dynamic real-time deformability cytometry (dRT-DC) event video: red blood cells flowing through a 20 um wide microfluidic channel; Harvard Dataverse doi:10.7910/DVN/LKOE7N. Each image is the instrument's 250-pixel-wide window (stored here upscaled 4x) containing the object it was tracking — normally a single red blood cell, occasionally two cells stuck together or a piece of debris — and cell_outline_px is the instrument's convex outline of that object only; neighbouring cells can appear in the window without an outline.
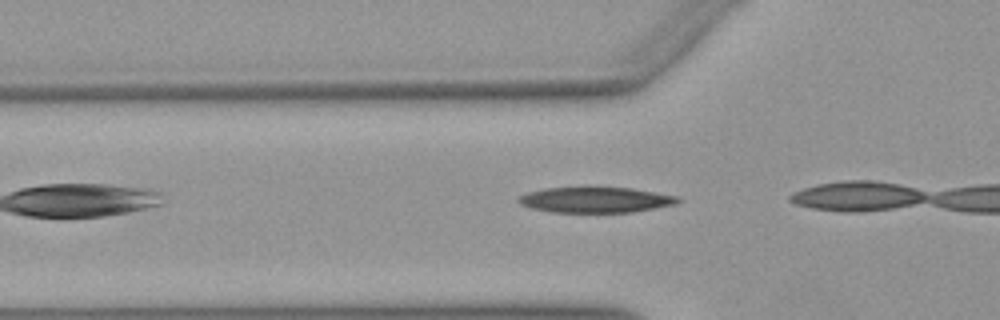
{"species": "Egyptian fruit bat (a non-hibernating species)", "species_latin": "Rousettus aegyptiacus", "temperature_condition": "warm", "stored_images_in_passage": 8, "camera_frame_rate_fps": 3000, "um_per_image_px": 0.085, "animal": {"sex": "female"}, "frame": {"image": 1, "passage_image": 3, "time_ms": 0.667, "image_size_px": [1000, 320], "cell_outline_px": [[680, 200], [672, 204], [632, 212], [552, 212], [532, 208], [520, 204], [516, 200], [520, 196], [528, 192], [544, 188], [584, 184], [588, 184], [632, 188], [680, 196]], "centroid_in_image_um": [50.56, 16.92], "position_along_channel_um": 75.2, "area_um2": 24.68}}